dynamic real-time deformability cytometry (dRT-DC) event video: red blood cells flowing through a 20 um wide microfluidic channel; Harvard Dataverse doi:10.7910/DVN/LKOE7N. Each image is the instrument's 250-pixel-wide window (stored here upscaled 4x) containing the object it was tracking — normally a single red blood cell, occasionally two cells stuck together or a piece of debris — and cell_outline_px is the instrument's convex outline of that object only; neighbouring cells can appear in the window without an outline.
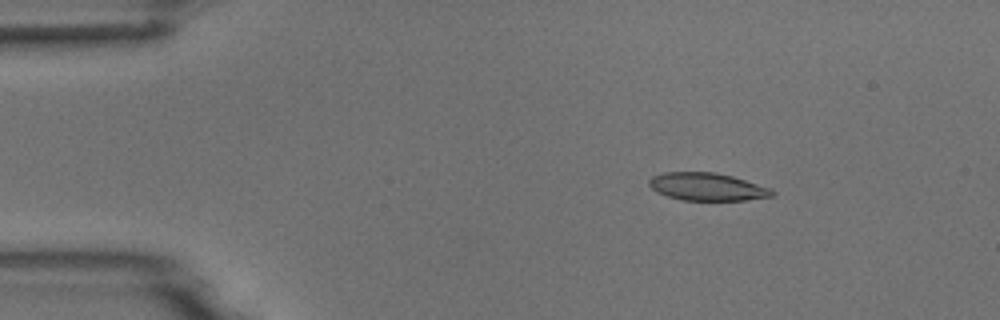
{"species": "common noctule bat (a hibernating species)", "species_latin": "Nyctalus noctula", "temperature_condition": "room temperature", "stored_images_in_passage": 5, "camera_frame_rate_fps": 3000, "um_per_image_px": 0.085, "animal": {"sex": "male", "body_mass_g": 18.8}, "frame": {"image": 1, "passage_image": 3, "time_ms": 2.333, "image_size_px": [1000, 320], "cell_outline_px": [[776, 192], [772, 196], [744, 200], [680, 200], [656, 192], [648, 184], [648, 180], [652, 176], [664, 172], [716, 172], [732, 176], [772, 188]], "centroid_in_image_um": [60.1, 15.87], "position_along_channel_um": 24.9, "area_um2": 19.94}}